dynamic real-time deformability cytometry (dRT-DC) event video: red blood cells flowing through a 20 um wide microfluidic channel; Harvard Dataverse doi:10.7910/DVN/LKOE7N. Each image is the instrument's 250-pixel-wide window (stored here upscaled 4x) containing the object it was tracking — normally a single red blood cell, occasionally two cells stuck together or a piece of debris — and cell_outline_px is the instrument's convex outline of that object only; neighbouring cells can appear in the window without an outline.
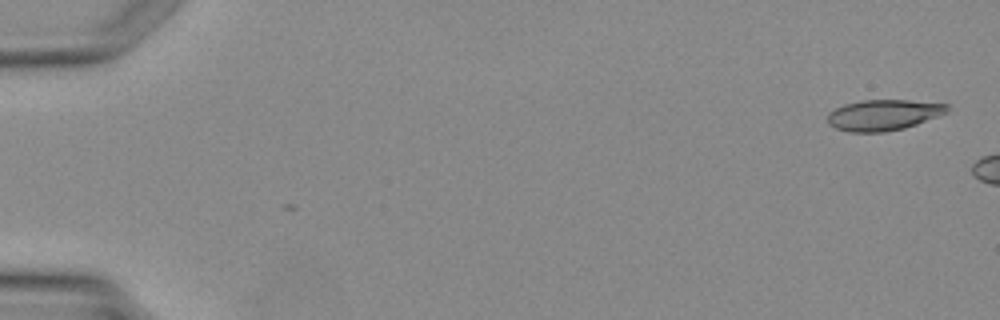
{"species": "Egyptian fruit bat (a non-hibernating species)", "species_latin": "Rousettus aegyptiacus", "temperature_condition": "warm", "stored_images_in_passage": 3, "camera_frame_rate_fps": 3000, "um_per_image_px": 0.085, "animal": {"sex": "female"}, "frame": {"image": 1, "passage_image": 1, "time_ms": 0.0, "image_size_px": [1000, 320], "cell_outline_px": [[948, 112], [916, 124], [904, 128], [884, 132], [848, 132], [836, 128], [828, 124], [828, 112], [844, 104], [864, 100], [908, 100], [948, 104]], "centroid_in_image_um": [75.07, 9.77], "position_along_channel_um": 9.9, "area_um2": 21.39}}